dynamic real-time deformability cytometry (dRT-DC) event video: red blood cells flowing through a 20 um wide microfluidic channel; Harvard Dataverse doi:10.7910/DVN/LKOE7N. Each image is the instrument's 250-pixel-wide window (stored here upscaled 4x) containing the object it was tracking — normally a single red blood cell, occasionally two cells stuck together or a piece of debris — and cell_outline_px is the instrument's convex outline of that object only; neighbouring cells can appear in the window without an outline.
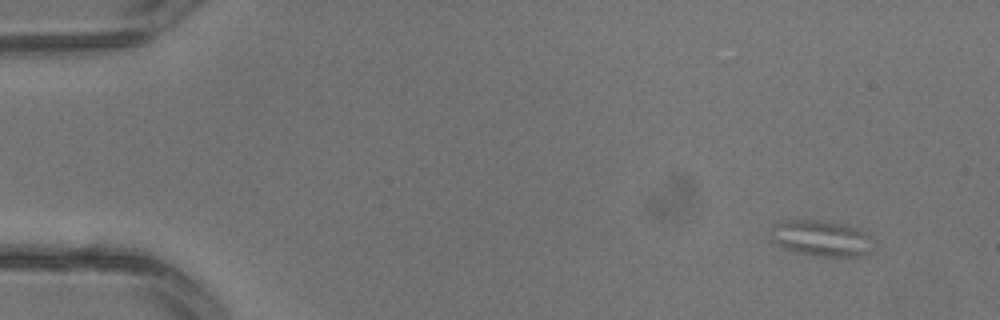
{"species": "common noctule bat (a hibernating species)", "species_latin": "Nyctalus noctula", "temperature_condition": "warm", "stored_images_in_passage": 2, "camera_frame_rate_fps": 3000, "um_per_image_px": 0.085, "animal": {"sex": "male", "body_mass_g": 13.3}, "frame": {"image": 1, "passage_image": 1, "time_ms": 0.0, "image_size_px": [1000, 320], "cell_outline_px": [[876, 244], [864, 256], [812, 256], [796, 252], [784, 248], [776, 244], [768, 232], [772, 224], [780, 220], [820, 220], [860, 228]], "centroid_in_image_um": [69.77, 20.25], "position_along_channel_um": 15.2, "area_um2": 21.85}}